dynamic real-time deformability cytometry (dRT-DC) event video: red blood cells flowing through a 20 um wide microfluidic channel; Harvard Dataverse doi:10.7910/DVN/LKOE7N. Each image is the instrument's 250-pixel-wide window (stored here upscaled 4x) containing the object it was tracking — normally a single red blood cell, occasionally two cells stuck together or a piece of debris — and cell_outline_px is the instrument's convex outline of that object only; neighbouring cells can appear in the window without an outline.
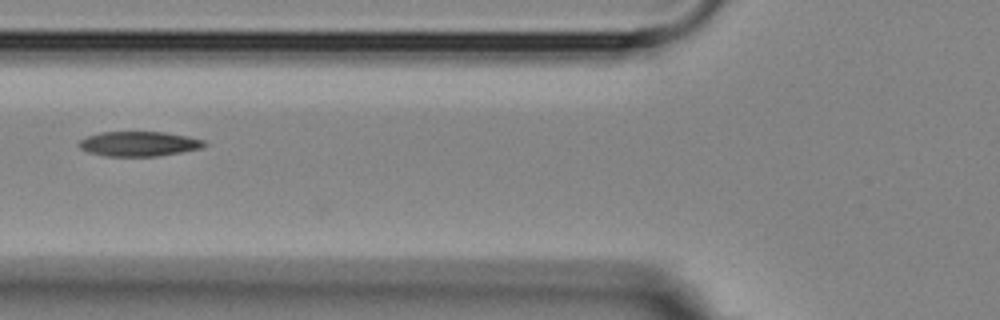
{"species": "Egyptian fruit bat (a non-hibernating species)", "species_latin": "Rousettus aegyptiacus", "temperature_condition": "room temperature", "stored_images_in_passage": 8, "camera_frame_rate_fps": 3000, "um_per_image_px": 0.085, "animal": {"sex": "female"}, "frame": {"image": 1, "passage_image": 3, "time_ms": 2.333, "image_size_px": [1000, 320], "cell_outline_px": [[208, 144], [200, 148], [180, 152], [156, 156], [104, 156], [88, 152], [80, 148], [76, 144], [80, 140], [88, 136], [100, 132], [164, 132], [188, 136], [204, 140]], "centroid_in_image_um": [11.78, 12.22], "position_along_channel_um": 114.0, "area_um2": 18.09}}
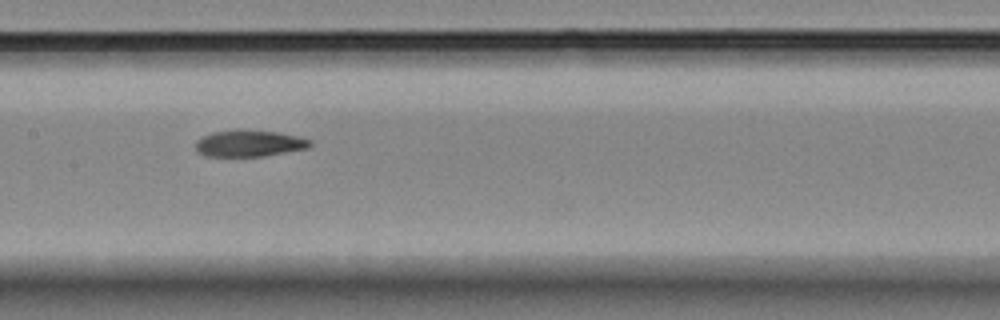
{"frame": {"image": 2, "passage_image": 5, "time_ms": 4.333, "image_size_px": [1000, 320], "cell_outline_px": [[312, 144], [308, 148], [264, 156], [204, 156], [196, 152], [196, 140], [212, 132], [236, 128], [240, 128], [276, 132], [300, 136], [312, 140]], "centroid_in_image_um": [21.18, 12.17], "position_along_channel_um": 186.2, "area_um2": 18.09}}
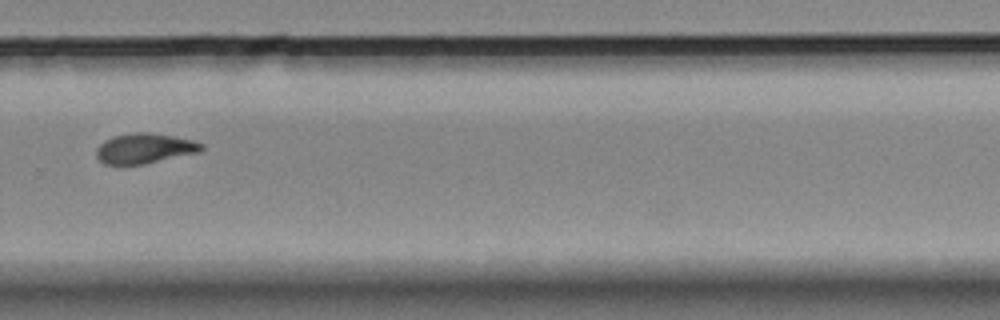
{"frame": {"image": 3, "passage_image": 8, "time_ms": 8.0, "image_size_px": [1000, 320], "cell_outline_px": [[204, 148], [200, 152], [144, 164], [104, 164], [96, 156], [96, 148], [104, 140], [112, 136], [136, 132], [152, 132], [192, 140], [204, 144]], "centroid_in_image_um": [12.29, 12.6], "position_along_channel_um": 317.5, "area_um2": 18.5}}